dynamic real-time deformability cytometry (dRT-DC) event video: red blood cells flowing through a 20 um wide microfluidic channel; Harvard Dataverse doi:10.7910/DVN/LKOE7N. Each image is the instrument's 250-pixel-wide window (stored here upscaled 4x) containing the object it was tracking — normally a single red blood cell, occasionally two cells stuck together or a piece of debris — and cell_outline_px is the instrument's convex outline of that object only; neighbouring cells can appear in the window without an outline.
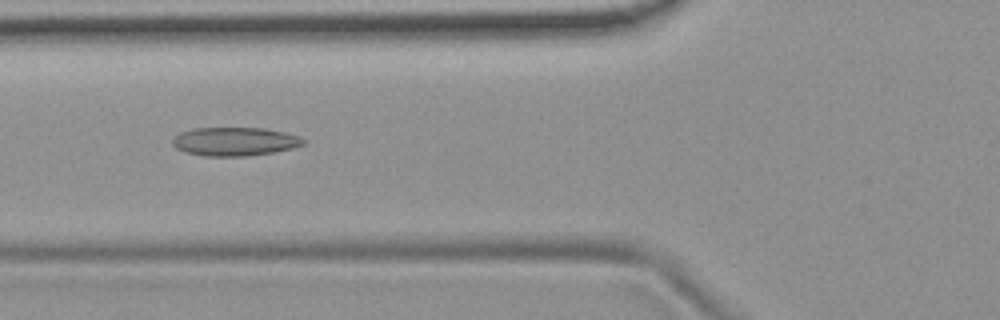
{"species": "common noctule bat (a hibernating species)", "species_latin": "Nyctalus noctula", "temperature_condition": "room temperature", "stored_images_in_passage": 43, "camera_frame_rate_fps": 3000, "um_per_image_px": 0.085, "animal": {"sex": "female", "body_mass_g": 19.9}, "frame": {"image": 1, "passage_image": 10, "time_ms": 3.0, "image_size_px": [1000, 320], "cell_outline_px": [[304, 144], [296, 148], [248, 156], [204, 156], [184, 152], [176, 148], [172, 144], [172, 140], [180, 132], [196, 128], [264, 128], [284, 132], [300, 136], [304, 140]], "centroid_in_image_um": [19.96, 12.03], "position_along_channel_um": 105.8, "area_um2": 21.85}}
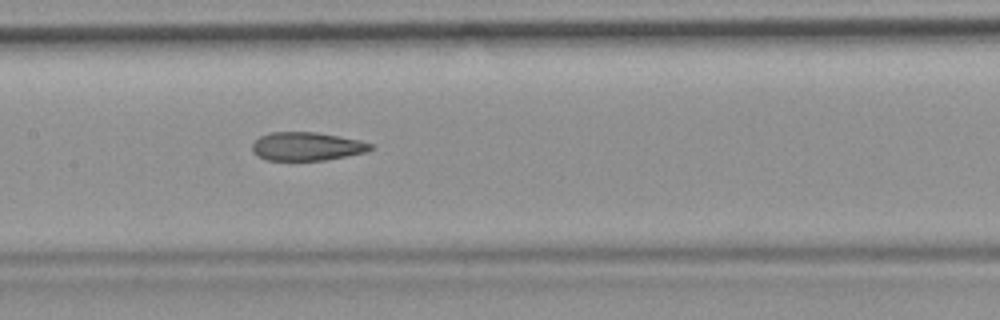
{"frame": {"image": 2, "passage_image": 16, "time_ms": 5.0, "image_size_px": [1000, 320], "cell_outline_px": [[372, 148], [368, 152], [324, 160], [264, 160], [252, 148], [252, 144], [260, 136], [268, 132], [316, 132], [340, 136], [360, 140], [372, 144]], "centroid_in_image_um": [26.1, 12.43], "position_along_channel_um": 181.3, "area_um2": 19.54}}
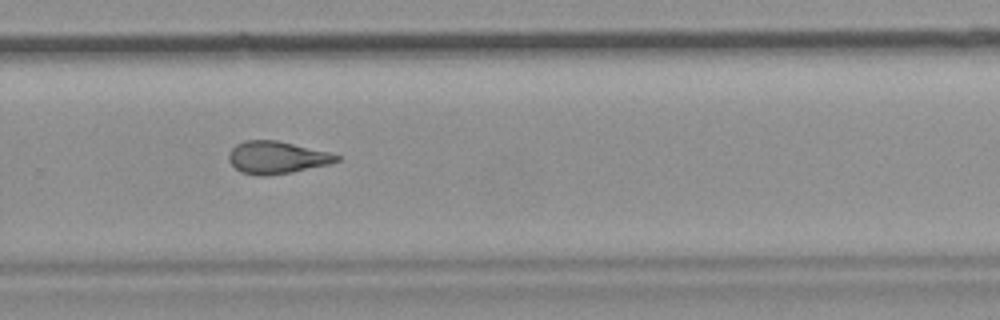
{"frame": {"image": 3, "passage_image": 26, "time_ms": 8.333, "image_size_px": [1000, 320], "cell_outline_px": [[340, 160], [332, 164], [292, 172], [264, 176], [256, 176], [240, 172], [228, 160], [228, 152], [236, 144], [244, 140], [276, 140], [328, 152], [340, 156]], "centroid_in_image_um": [23.51, 13.39], "position_along_channel_um": 306.3, "area_um2": 20.46}, "authors_computed_cell_mechanics": {"area_um2": 20.4612, "velocity_mm_per_s": 3.7743, "shape_relaxation_time_tau1_ms": 10.1278, "shape_relaxation_time_tau2_ms": 3.0855, "deformation_change_tau1": 0.209, "deformation_change_tau2": 0.1086}}